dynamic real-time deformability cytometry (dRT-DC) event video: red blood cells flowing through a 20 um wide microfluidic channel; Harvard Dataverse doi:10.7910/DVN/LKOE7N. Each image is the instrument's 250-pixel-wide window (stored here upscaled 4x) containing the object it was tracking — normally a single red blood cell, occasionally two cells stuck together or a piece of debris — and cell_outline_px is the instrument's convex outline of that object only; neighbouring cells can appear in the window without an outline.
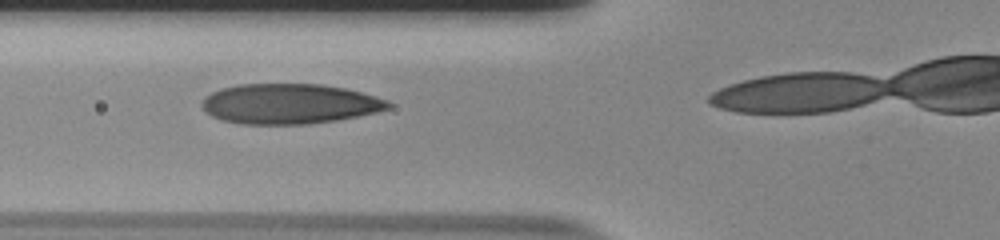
{"species": "human", "species_latin": "Homo sapiens", "temperature_condition": "room temperature", "stored_images_in_passage": 18, "camera_frame_rate_fps": 3000, "um_per_image_px": 0.085, "donor": {"sex": "male"}, "frame": {"image": 1, "passage_image": 14, "time_ms": 4.333, "image_size_px": [1000, 240], "cell_outline_px": [[392, 108], [376, 112], [336, 120], [308, 124], [240, 124], [220, 120], [212, 116], [200, 104], [212, 92], [220, 88], [240, 84], [320, 84], [344, 88], [360, 92], [388, 100], [392, 104]], "centroid_in_image_um": [24.61, 8.83], "position_along_channel_um": 101.2, "area_um2": 43.47}}
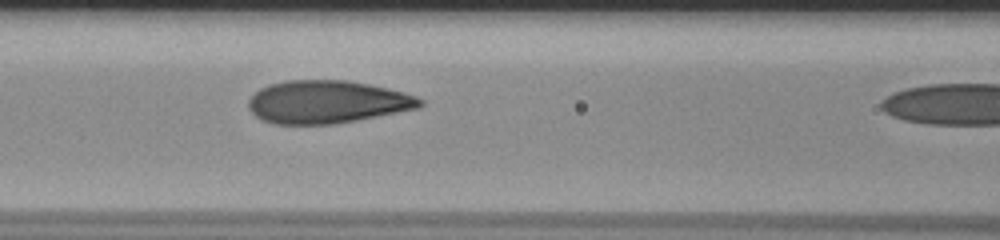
{"frame": {"image": 2, "passage_image": 17, "time_ms": 5.333, "image_size_px": [1000, 240], "cell_outline_px": [[424, 104], [420, 108], [356, 120], [332, 124], [272, 124], [260, 120], [248, 108], [248, 100], [260, 88], [272, 84], [288, 80], [344, 80], [368, 84], [388, 88], [404, 92], [416, 96], [424, 100]], "centroid_in_image_um": [27.81, 8.67], "position_along_channel_um": 138.8, "area_um2": 42.83}}